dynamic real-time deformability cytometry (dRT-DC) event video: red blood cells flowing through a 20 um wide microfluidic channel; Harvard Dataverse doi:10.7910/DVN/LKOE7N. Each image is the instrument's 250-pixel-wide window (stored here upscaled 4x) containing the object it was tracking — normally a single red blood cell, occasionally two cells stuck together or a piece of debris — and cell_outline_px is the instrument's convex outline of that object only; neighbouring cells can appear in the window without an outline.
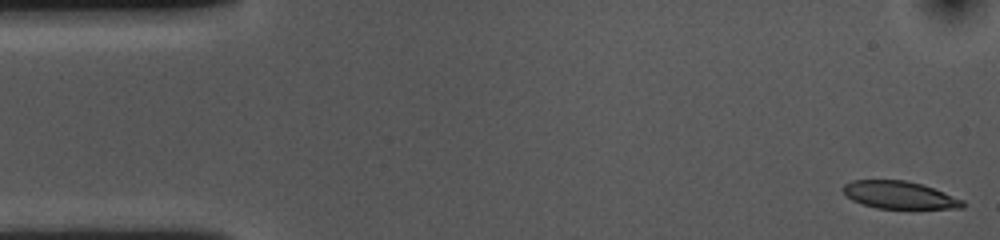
{"species": "common noctule bat (a hibernating species)", "species_latin": "Nyctalus noctula", "temperature_condition": "cold", "stored_images_in_passage": 54, "camera_frame_rate_fps": 3000, "um_per_image_px": 0.085, "animal": {"sex": "female", "body_mass_g": 10.0, "forearm_length_mm": 53.1}, "frame": {"image": 1, "passage_image": 1, "time_ms": 0.0, "image_size_px": [1000, 240], "cell_outline_px": [[964, 208], [876, 208], [852, 200], [840, 188], [844, 184], [852, 180], [904, 180], [920, 184], [944, 192], [964, 200]], "centroid_in_image_um": [76.43, 16.57], "position_along_channel_um": 8.6, "area_um2": 18.96}}
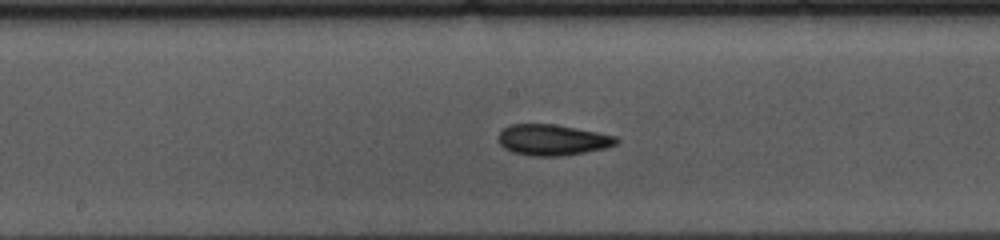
{"frame": {"image": 2, "passage_image": 26, "time_ms": 8.333, "image_size_px": [1000, 240], "cell_outline_px": [[620, 140], [616, 144], [604, 148], [584, 152], [560, 156], [528, 156], [512, 152], [504, 148], [500, 144], [500, 132], [504, 128], [512, 124], [556, 124], [616, 136]], "centroid_in_image_um": [46.96, 11.89], "position_along_channel_um": 201.2, "area_um2": 21.1}}
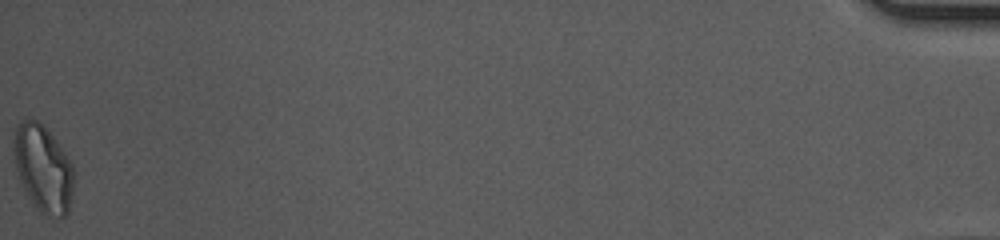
{"frame": {"image": 3, "passage_image": 54, "time_ms": 17.667, "image_size_px": [1000, 240], "cell_outline_px": [[76, 172], [72, 200], [68, 212], [60, 220], [44, 216], [36, 208], [20, 184], [12, 152], [12, 148], [16, 128], [20, 120], [24, 116], [36, 120], [52, 136], [64, 152], [72, 164]], "centroid_in_image_um": [3.67, 14.38], "position_along_channel_um": 431.5, "area_um2": 31.15}, "authors_computed_cell_mechanics": {"area_um2": 20.9525, "velocity_mm_per_s": 3.6056, "shape_relaxation_time_tau1_ms": 7.2926, "shape_relaxation_time_tau2_ms": 2.5611, "deformation_change_tau1": 0.1865, "deformation_change_tau2": 0.0909}}